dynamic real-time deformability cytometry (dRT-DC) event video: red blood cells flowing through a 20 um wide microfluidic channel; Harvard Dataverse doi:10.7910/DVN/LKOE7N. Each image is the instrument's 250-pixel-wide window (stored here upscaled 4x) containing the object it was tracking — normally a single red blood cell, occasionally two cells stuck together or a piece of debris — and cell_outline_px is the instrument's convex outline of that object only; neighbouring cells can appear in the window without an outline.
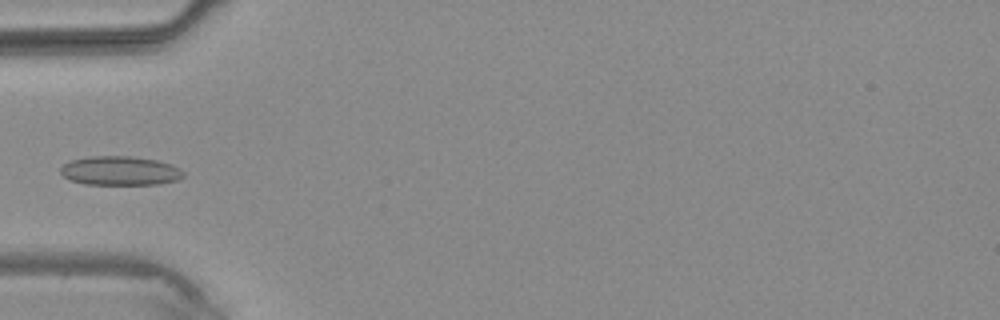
{"species": "common noctule bat (a hibernating species)", "species_latin": "Nyctalus noctula", "temperature_condition": "warm", "stored_images_in_passage": 3, "camera_frame_rate_fps": 3000, "um_per_image_px": 0.085, "animal": {"sex": "male", "body_mass_g": 20.4}, "frame": {"image": 1, "passage_image": 3, "time_ms": 2.333, "image_size_px": [1000, 320], "cell_outline_px": [[184, 176], [180, 180], [156, 184], [84, 184], [68, 180], [60, 172], [60, 168], [64, 164], [72, 160], [92, 156], [132, 156], [156, 160], [180, 168], [184, 172]], "centroid_in_image_um": [10.2, 14.52], "position_along_channel_um": 74.8, "area_um2": 20.81}}